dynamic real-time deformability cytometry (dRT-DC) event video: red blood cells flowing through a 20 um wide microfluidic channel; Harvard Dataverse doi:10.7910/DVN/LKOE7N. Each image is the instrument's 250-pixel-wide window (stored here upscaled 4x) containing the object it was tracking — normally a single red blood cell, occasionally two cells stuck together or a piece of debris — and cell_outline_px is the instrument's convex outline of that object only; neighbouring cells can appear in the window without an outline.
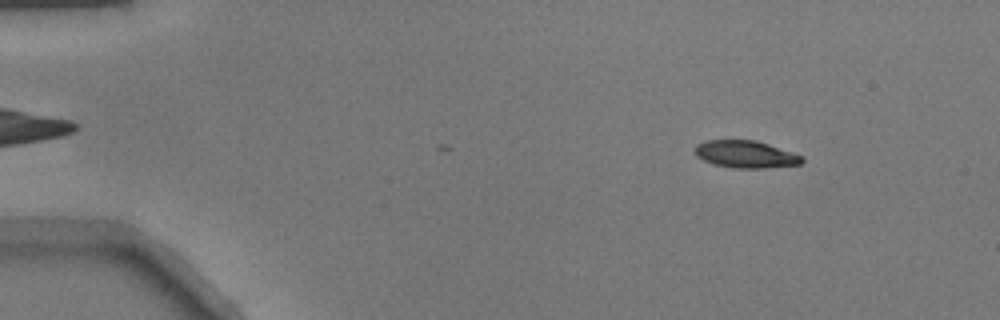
{"species": "common noctule bat (a hibernating species)", "species_latin": "Nyctalus noctula", "temperature_condition": "warm", "stored_images_in_passage": 40, "camera_frame_rate_fps": 3000, "um_per_image_px": 0.085, "animal": {"sex": "male", "body_mass_g": 17.9}, "frame": {"image": 1, "passage_image": 6, "time_ms": 1.667, "image_size_px": [1000, 320], "cell_outline_px": [[804, 160], [800, 164], [764, 168], [732, 168], [716, 164], [704, 160], [696, 156], [696, 144], [704, 140], [756, 140], [804, 156]], "centroid_in_image_um": [63.39, 13.11], "position_along_channel_um": 21.6, "area_um2": 16.94}}
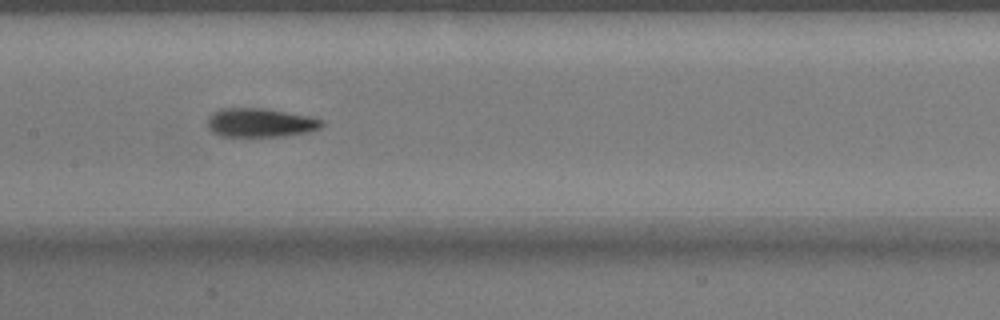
{"frame": {"image": 2, "passage_image": 25, "time_ms": 8.0, "image_size_px": [1000, 320], "cell_outline_px": [[324, 124], [320, 128], [304, 132], [284, 136], [220, 136], [212, 132], [208, 128], [208, 116], [212, 112], [220, 108], [264, 108], [324, 120]], "centroid_in_image_um": [22.05, 10.42], "position_along_channel_um": 185.3, "area_um2": 19.02}}
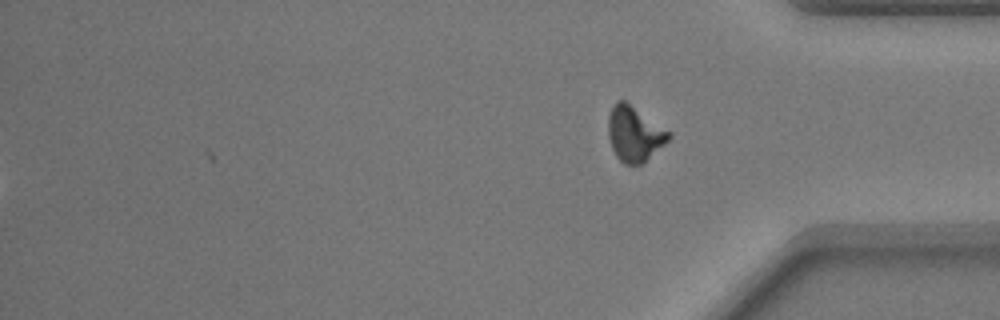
{"frame": {"image": 3, "passage_image": 40, "time_ms": 13.0, "image_size_px": [1000, 320], "cell_outline_px": [[672, 136], [664, 144], [640, 164], [624, 164], [616, 156], [612, 148], [608, 136], [608, 116], [616, 100], [624, 100], [672, 132]], "centroid_in_image_um": [53.92, 11.35], "position_along_channel_um": 381.3, "area_um2": 19.25}}